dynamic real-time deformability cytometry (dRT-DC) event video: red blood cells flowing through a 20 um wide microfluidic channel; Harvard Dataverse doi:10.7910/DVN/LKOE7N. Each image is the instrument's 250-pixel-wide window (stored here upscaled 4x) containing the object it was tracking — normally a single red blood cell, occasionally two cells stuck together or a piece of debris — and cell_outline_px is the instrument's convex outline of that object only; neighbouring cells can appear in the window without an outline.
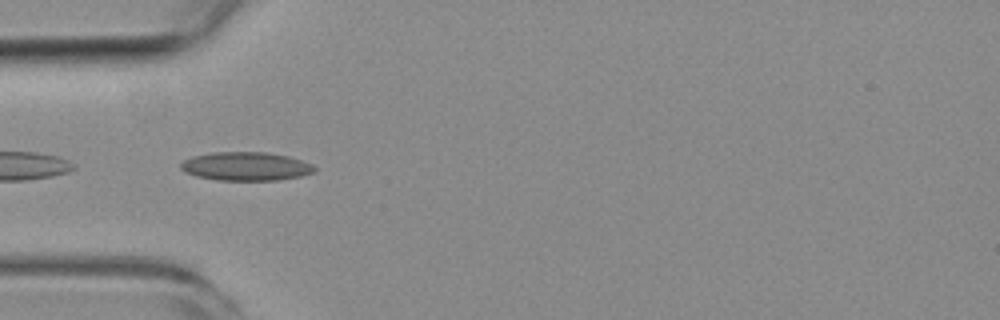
{"species": "common noctule bat (a hibernating species)", "species_latin": "Nyctalus noctula", "temperature_condition": "room temperature", "stored_images_in_passage": 5, "camera_frame_rate_fps": 3000, "um_per_image_px": 0.085, "animal": {"sex": "female", "body_mass_g": 19.3, "forearm_length_mm": 54.1}, "frame": {"image": 1, "passage_image": 5, "time_ms": 4.667, "image_size_px": [1000, 320], "cell_outline_px": [[316, 168], [312, 172], [300, 176], [276, 180], [220, 180], [196, 176], [184, 172], [180, 168], [180, 164], [184, 160], [192, 156], [212, 152], [264, 152], [288, 156], [312, 164]], "centroid_in_image_um": [20.86, 14.13], "position_along_channel_um": 64.1, "area_um2": 22.14}}